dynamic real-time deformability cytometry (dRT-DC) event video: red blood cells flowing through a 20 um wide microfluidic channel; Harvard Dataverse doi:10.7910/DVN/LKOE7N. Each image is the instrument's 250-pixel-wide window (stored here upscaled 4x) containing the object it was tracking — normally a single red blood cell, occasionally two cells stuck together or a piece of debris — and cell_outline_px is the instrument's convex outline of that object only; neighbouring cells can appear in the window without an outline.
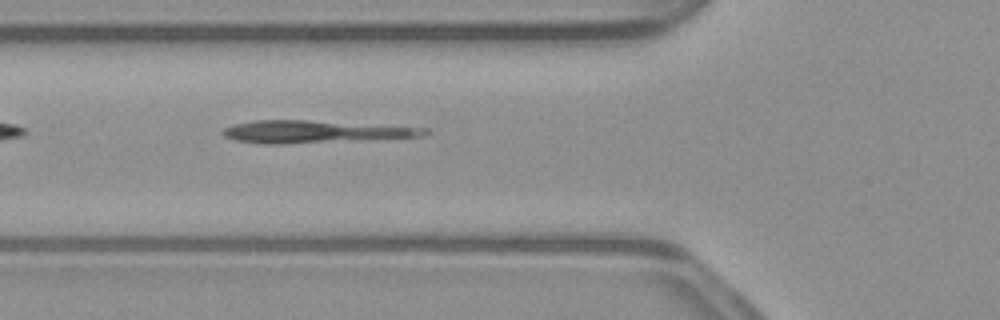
{"species": "common noctule bat (a hibernating species)", "species_latin": "Nyctalus noctula", "temperature_condition": "warm", "stored_images_in_passage": 37, "camera_frame_rate_fps": 3000, "um_per_image_px": 0.085, "animal": {"sex": "male", "body_mass_g": 23.1, "forearm_length_mm": 52.7}, "frame": {"image": 1, "passage_image": 4, "time_ms": 1.0, "image_size_px": [1000, 320], "cell_outline_px": [[428, 132], [424, 136], [284, 144], [264, 144], [236, 140], [224, 136], [224, 128], [232, 124], [256, 120], [308, 120], [428, 128]], "centroid_in_image_um": [26.71, 11.19], "position_along_channel_um": 99.1, "area_um2": 25.95}}
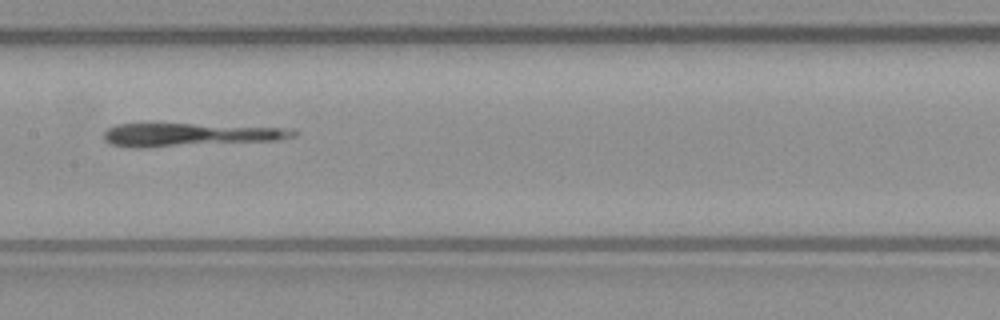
{"frame": {"image": 2, "passage_image": 11, "time_ms": 3.333, "image_size_px": [1000, 320], "cell_outline_px": [[296, 136], [276, 140], [148, 148], [132, 148], [112, 144], [104, 140], [104, 132], [108, 128], [116, 124], [192, 124], [292, 128], [296, 132]], "centroid_in_image_um": [16.11, 11.46], "position_along_channel_um": 191.3, "area_um2": 25.61}}
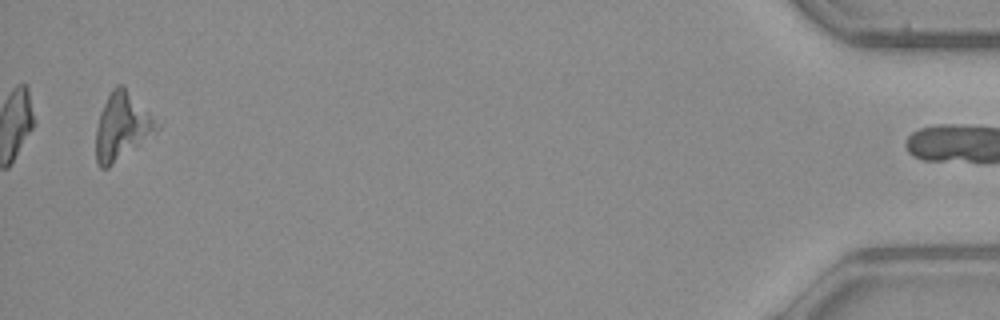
{"frame": {"image": 3, "passage_image": 36, "time_ms": 11.667, "image_size_px": [1000, 320], "cell_outline_px": [[160, 128], [156, 132], [108, 168], [100, 168], [96, 164], [96, 128], [100, 112], [112, 88], [116, 84], [124, 84], [160, 124]], "centroid_in_image_um": [10.36, 10.73], "position_along_channel_um": 424.8, "area_um2": 23.76}}